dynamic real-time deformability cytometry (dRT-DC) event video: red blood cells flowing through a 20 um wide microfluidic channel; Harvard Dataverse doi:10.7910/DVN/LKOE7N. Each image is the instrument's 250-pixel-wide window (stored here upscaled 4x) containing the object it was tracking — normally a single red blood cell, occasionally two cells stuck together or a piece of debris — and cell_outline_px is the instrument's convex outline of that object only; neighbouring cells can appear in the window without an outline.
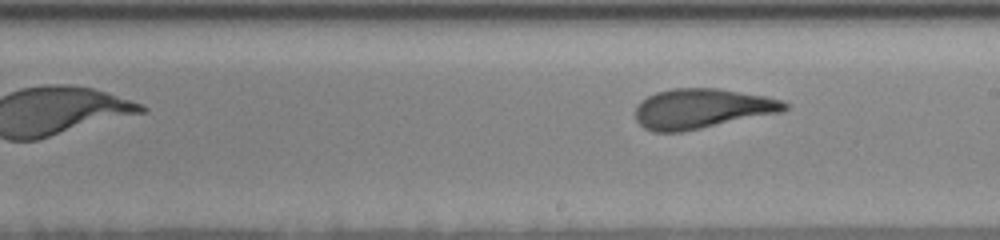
{"species": "human", "species_latin": "Homo sapiens", "temperature_condition": "room temperature", "stored_images_in_passage": 29, "segment_of_instrument_passage": [2, 2], "camera_frame_rate_fps": 3000, "um_per_image_px": 0.085, "donor": {"sex": "female"}, "frame": {"image": 1, "passage_image": 29, "time_ms": 8.667, "image_size_px": [1000, 240], "cell_outline_px": [[788, 108], [784, 112], [680, 132], [652, 132], [644, 128], [636, 120], [636, 104], [640, 100], [656, 92], [672, 88], [716, 88], [764, 96], [784, 100], [788, 104]], "centroid_in_image_um": [59.65, 9.23], "position_along_channel_um": 229.3, "area_um2": 34.8}}